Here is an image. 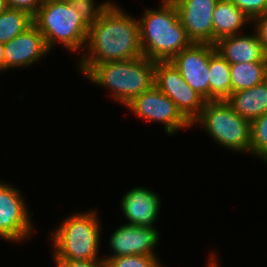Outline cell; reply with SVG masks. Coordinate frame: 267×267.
<instances>
[{"label": "cell", "mask_w": 267, "mask_h": 267, "mask_svg": "<svg viewBox=\"0 0 267 267\" xmlns=\"http://www.w3.org/2000/svg\"><path fill=\"white\" fill-rule=\"evenodd\" d=\"M116 2L101 13L89 27L87 42L78 69L84 76L108 61H124L143 56L138 19L128 15Z\"/></svg>", "instance_id": "cell-1"}, {"label": "cell", "mask_w": 267, "mask_h": 267, "mask_svg": "<svg viewBox=\"0 0 267 267\" xmlns=\"http://www.w3.org/2000/svg\"><path fill=\"white\" fill-rule=\"evenodd\" d=\"M162 1L156 9L145 8L138 19L143 56L154 61H170L192 44L174 2Z\"/></svg>", "instance_id": "cell-2"}, {"label": "cell", "mask_w": 267, "mask_h": 267, "mask_svg": "<svg viewBox=\"0 0 267 267\" xmlns=\"http://www.w3.org/2000/svg\"><path fill=\"white\" fill-rule=\"evenodd\" d=\"M154 60L141 56L124 61H108L95 65L85 77L109 89L116 102L127 106L136 96L154 85Z\"/></svg>", "instance_id": "cell-3"}, {"label": "cell", "mask_w": 267, "mask_h": 267, "mask_svg": "<svg viewBox=\"0 0 267 267\" xmlns=\"http://www.w3.org/2000/svg\"><path fill=\"white\" fill-rule=\"evenodd\" d=\"M95 210L77 212L61 221L50 236L53 259L96 260L99 255L101 224Z\"/></svg>", "instance_id": "cell-4"}, {"label": "cell", "mask_w": 267, "mask_h": 267, "mask_svg": "<svg viewBox=\"0 0 267 267\" xmlns=\"http://www.w3.org/2000/svg\"><path fill=\"white\" fill-rule=\"evenodd\" d=\"M33 23L43 35L50 51L60 43L75 54L81 50L84 52L89 26L69 1L44 0L33 17Z\"/></svg>", "instance_id": "cell-5"}, {"label": "cell", "mask_w": 267, "mask_h": 267, "mask_svg": "<svg viewBox=\"0 0 267 267\" xmlns=\"http://www.w3.org/2000/svg\"><path fill=\"white\" fill-rule=\"evenodd\" d=\"M197 123L217 145L232 152L250 153L251 122L238 115L226 100L207 101L192 126Z\"/></svg>", "instance_id": "cell-6"}, {"label": "cell", "mask_w": 267, "mask_h": 267, "mask_svg": "<svg viewBox=\"0 0 267 267\" xmlns=\"http://www.w3.org/2000/svg\"><path fill=\"white\" fill-rule=\"evenodd\" d=\"M136 117L153 123H162L167 135L174 136L179 130L192 127V124L178 110L176 104L153 85L148 91L136 96L126 106Z\"/></svg>", "instance_id": "cell-7"}, {"label": "cell", "mask_w": 267, "mask_h": 267, "mask_svg": "<svg viewBox=\"0 0 267 267\" xmlns=\"http://www.w3.org/2000/svg\"><path fill=\"white\" fill-rule=\"evenodd\" d=\"M154 85L176 104L191 124L207 102L187 84L171 61L155 62Z\"/></svg>", "instance_id": "cell-8"}, {"label": "cell", "mask_w": 267, "mask_h": 267, "mask_svg": "<svg viewBox=\"0 0 267 267\" xmlns=\"http://www.w3.org/2000/svg\"><path fill=\"white\" fill-rule=\"evenodd\" d=\"M19 189L0 180V238L19 242L30 239L34 230L28 205ZM31 216V217H30Z\"/></svg>", "instance_id": "cell-9"}, {"label": "cell", "mask_w": 267, "mask_h": 267, "mask_svg": "<svg viewBox=\"0 0 267 267\" xmlns=\"http://www.w3.org/2000/svg\"><path fill=\"white\" fill-rule=\"evenodd\" d=\"M160 240L155 227L122 224L113 231L109 239L112 254L103 257L104 261L126 255L157 256L154 252Z\"/></svg>", "instance_id": "cell-10"}, {"label": "cell", "mask_w": 267, "mask_h": 267, "mask_svg": "<svg viewBox=\"0 0 267 267\" xmlns=\"http://www.w3.org/2000/svg\"><path fill=\"white\" fill-rule=\"evenodd\" d=\"M209 60L210 44L197 43H192L170 60L187 84L206 101H210Z\"/></svg>", "instance_id": "cell-11"}, {"label": "cell", "mask_w": 267, "mask_h": 267, "mask_svg": "<svg viewBox=\"0 0 267 267\" xmlns=\"http://www.w3.org/2000/svg\"><path fill=\"white\" fill-rule=\"evenodd\" d=\"M192 43L213 45V11L218 0H172Z\"/></svg>", "instance_id": "cell-12"}, {"label": "cell", "mask_w": 267, "mask_h": 267, "mask_svg": "<svg viewBox=\"0 0 267 267\" xmlns=\"http://www.w3.org/2000/svg\"><path fill=\"white\" fill-rule=\"evenodd\" d=\"M49 51L43 35L33 24L4 44V72L8 69L29 67L45 57Z\"/></svg>", "instance_id": "cell-13"}, {"label": "cell", "mask_w": 267, "mask_h": 267, "mask_svg": "<svg viewBox=\"0 0 267 267\" xmlns=\"http://www.w3.org/2000/svg\"><path fill=\"white\" fill-rule=\"evenodd\" d=\"M126 224L155 227L160 213L161 201L157 193L146 187H135L123 195L120 200Z\"/></svg>", "instance_id": "cell-14"}, {"label": "cell", "mask_w": 267, "mask_h": 267, "mask_svg": "<svg viewBox=\"0 0 267 267\" xmlns=\"http://www.w3.org/2000/svg\"><path fill=\"white\" fill-rule=\"evenodd\" d=\"M215 48L229 64L267 61V53L255 31L220 38Z\"/></svg>", "instance_id": "cell-15"}, {"label": "cell", "mask_w": 267, "mask_h": 267, "mask_svg": "<svg viewBox=\"0 0 267 267\" xmlns=\"http://www.w3.org/2000/svg\"><path fill=\"white\" fill-rule=\"evenodd\" d=\"M213 45L223 37L240 34L250 19L242 10L229 0H218L213 11Z\"/></svg>", "instance_id": "cell-16"}, {"label": "cell", "mask_w": 267, "mask_h": 267, "mask_svg": "<svg viewBox=\"0 0 267 267\" xmlns=\"http://www.w3.org/2000/svg\"><path fill=\"white\" fill-rule=\"evenodd\" d=\"M231 108L250 122L267 112V81L250 89L232 92L226 99Z\"/></svg>", "instance_id": "cell-17"}, {"label": "cell", "mask_w": 267, "mask_h": 267, "mask_svg": "<svg viewBox=\"0 0 267 267\" xmlns=\"http://www.w3.org/2000/svg\"><path fill=\"white\" fill-rule=\"evenodd\" d=\"M209 76L210 101L226 100L232 93L230 64L212 44H210Z\"/></svg>", "instance_id": "cell-18"}, {"label": "cell", "mask_w": 267, "mask_h": 267, "mask_svg": "<svg viewBox=\"0 0 267 267\" xmlns=\"http://www.w3.org/2000/svg\"><path fill=\"white\" fill-rule=\"evenodd\" d=\"M267 61L230 64L232 92L250 89L266 81Z\"/></svg>", "instance_id": "cell-19"}, {"label": "cell", "mask_w": 267, "mask_h": 267, "mask_svg": "<svg viewBox=\"0 0 267 267\" xmlns=\"http://www.w3.org/2000/svg\"><path fill=\"white\" fill-rule=\"evenodd\" d=\"M33 24V16L29 13L7 8L0 14V43L6 44Z\"/></svg>", "instance_id": "cell-20"}, {"label": "cell", "mask_w": 267, "mask_h": 267, "mask_svg": "<svg viewBox=\"0 0 267 267\" xmlns=\"http://www.w3.org/2000/svg\"><path fill=\"white\" fill-rule=\"evenodd\" d=\"M267 153V112L251 121L250 154L261 158Z\"/></svg>", "instance_id": "cell-21"}, {"label": "cell", "mask_w": 267, "mask_h": 267, "mask_svg": "<svg viewBox=\"0 0 267 267\" xmlns=\"http://www.w3.org/2000/svg\"><path fill=\"white\" fill-rule=\"evenodd\" d=\"M96 0H69L73 8L78 11L81 19L90 27L110 5L112 1L97 4Z\"/></svg>", "instance_id": "cell-22"}, {"label": "cell", "mask_w": 267, "mask_h": 267, "mask_svg": "<svg viewBox=\"0 0 267 267\" xmlns=\"http://www.w3.org/2000/svg\"><path fill=\"white\" fill-rule=\"evenodd\" d=\"M157 256L126 255L105 261L106 267H165Z\"/></svg>", "instance_id": "cell-23"}, {"label": "cell", "mask_w": 267, "mask_h": 267, "mask_svg": "<svg viewBox=\"0 0 267 267\" xmlns=\"http://www.w3.org/2000/svg\"><path fill=\"white\" fill-rule=\"evenodd\" d=\"M242 10L250 19L267 13V0H229Z\"/></svg>", "instance_id": "cell-24"}, {"label": "cell", "mask_w": 267, "mask_h": 267, "mask_svg": "<svg viewBox=\"0 0 267 267\" xmlns=\"http://www.w3.org/2000/svg\"><path fill=\"white\" fill-rule=\"evenodd\" d=\"M44 0H7V6L11 9H17L35 16Z\"/></svg>", "instance_id": "cell-25"}, {"label": "cell", "mask_w": 267, "mask_h": 267, "mask_svg": "<svg viewBox=\"0 0 267 267\" xmlns=\"http://www.w3.org/2000/svg\"><path fill=\"white\" fill-rule=\"evenodd\" d=\"M56 267H106L103 259L96 260H70L53 259Z\"/></svg>", "instance_id": "cell-26"}, {"label": "cell", "mask_w": 267, "mask_h": 267, "mask_svg": "<svg viewBox=\"0 0 267 267\" xmlns=\"http://www.w3.org/2000/svg\"><path fill=\"white\" fill-rule=\"evenodd\" d=\"M252 26L267 53V13L252 20Z\"/></svg>", "instance_id": "cell-27"}, {"label": "cell", "mask_w": 267, "mask_h": 267, "mask_svg": "<svg viewBox=\"0 0 267 267\" xmlns=\"http://www.w3.org/2000/svg\"><path fill=\"white\" fill-rule=\"evenodd\" d=\"M210 256L211 257H209V261L207 263V266H205V267H221L220 266L221 264L218 263L219 260L217 258V255L215 254V252H214V254L212 253Z\"/></svg>", "instance_id": "cell-28"}, {"label": "cell", "mask_w": 267, "mask_h": 267, "mask_svg": "<svg viewBox=\"0 0 267 267\" xmlns=\"http://www.w3.org/2000/svg\"><path fill=\"white\" fill-rule=\"evenodd\" d=\"M4 44L0 43V74L4 71Z\"/></svg>", "instance_id": "cell-29"}, {"label": "cell", "mask_w": 267, "mask_h": 267, "mask_svg": "<svg viewBox=\"0 0 267 267\" xmlns=\"http://www.w3.org/2000/svg\"><path fill=\"white\" fill-rule=\"evenodd\" d=\"M8 8L7 0H0V14Z\"/></svg>", "instance_id": "cell-30"}, {"label": "cell", "mask_w": 267, "mask_h": 267, "mask_svg": "<svg viewBox=\"0 0 267 267\" xmlns=\"http://www.w3.org/2000/svg\"><path fill=\"white\" fill-rule=\"evenodd\" d=\"M261 160H264L265 163L267 164V153L264 154V155L261 157Z\"/></svg>", "instance_id": "cell-31"}]
</instances>
